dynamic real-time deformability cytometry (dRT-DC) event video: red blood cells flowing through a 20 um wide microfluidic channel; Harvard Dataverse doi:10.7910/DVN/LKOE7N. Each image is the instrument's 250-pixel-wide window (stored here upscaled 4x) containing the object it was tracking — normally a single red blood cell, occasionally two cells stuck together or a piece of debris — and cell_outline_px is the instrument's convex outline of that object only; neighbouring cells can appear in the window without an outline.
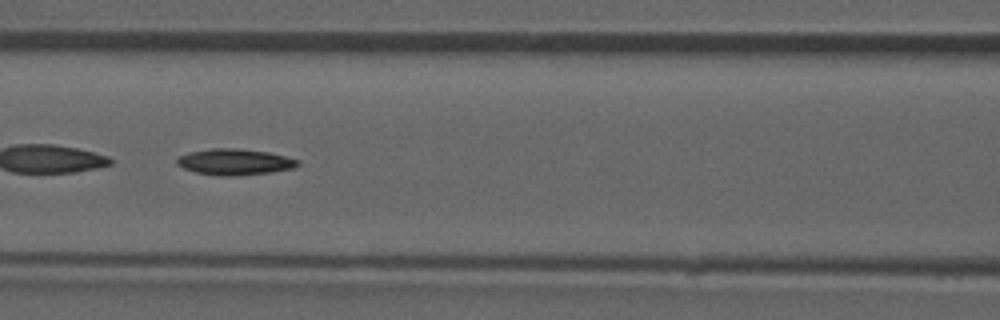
{"species": "common noctule bat (a hibernating species)", "species_latin": "Nyctalus noctula", "temperature_condition": "room temperature", "stored_images_in_passage": 50, "camera_frame_rate_fps": 3000, "um_per_image_px": 0.085, "animal": {"sex": "male", "forearm_length_mm": 52.5}, "frame": {"image": 1, "passage_image": 22, "time_ms": 7.0, "image_size_px": [1000, 320], "cell_outline_px": [[300, 164], [292, 168], [272, 172], [236, 176], [216, 176], [196, 172], [184, 168], [176, 164], [176, 160], [180, 156], [188, 152], [212, 148], [236, 148], [268, 152], [300, 160]], "centroid_in_image_um": [19.94, 13.76], "position_along_channel_um": 146.7, "area_um2": 18.44}, "authors_computed_cell_mechanics": {"area_um2": 18.4382, "velocity_mm_per_s": 3.9343, "shape_relaxation_time_tau1_ms": 8.6306, "shape_relaxation_time_tau2_ms": null, "deformation_change_tau1": 0.2046, "deformation_change_tau2": null}}